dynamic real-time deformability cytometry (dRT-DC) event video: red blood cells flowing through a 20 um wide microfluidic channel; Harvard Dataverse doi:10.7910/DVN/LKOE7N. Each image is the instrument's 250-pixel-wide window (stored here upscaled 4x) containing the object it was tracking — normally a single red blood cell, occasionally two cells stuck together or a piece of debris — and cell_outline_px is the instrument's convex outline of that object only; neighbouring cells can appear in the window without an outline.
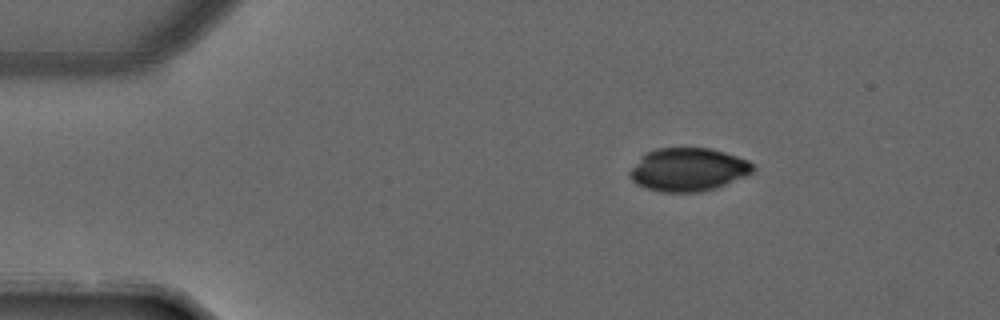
{"species": "common noctule bat (a hibernating species)", "species_latin": "Nyctalus noctula", "temperature_condition": "warm", "stored_images_in_passage": 3, "camera_frame_rate_fps": 3000, "um_per_image_px": 0.085, "animal": {"sex": "male", "forearm_length_mm": 52.5}, "frame": {"image": 1, "passage_image": 1, "time_ms": 0.0, "image_size_px": [1000, 320], "cell_outline_px": [[756, 168], [748, 176], [700, 192], [660, 192], [644, 188], [636, 184], [628, 176], [628, 172], [640, 156], [656, 148], [708, 148], [724, 152], [748, 160]], "centroid_in_image_um": [58.46, 14.42], "position_along_channel_um": 26.5, "area_um2": 31.1}}